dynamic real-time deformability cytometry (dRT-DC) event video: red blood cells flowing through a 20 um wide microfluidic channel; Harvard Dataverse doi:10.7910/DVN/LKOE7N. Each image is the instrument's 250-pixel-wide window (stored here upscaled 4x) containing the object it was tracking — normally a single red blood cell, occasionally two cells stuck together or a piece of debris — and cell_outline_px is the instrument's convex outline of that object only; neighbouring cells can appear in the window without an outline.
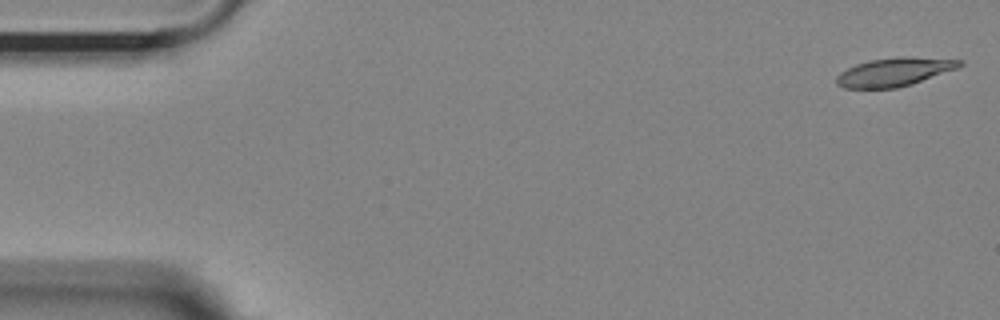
{"species": "Egyptian fruit bat (a non-hibernating species)", "species_latin": "Rousettus aegyptiacus", "temperature_condition": "room temperature", "stored_images_in_passage": 13, "camera_frame_rate_fps": 3000, "um_per_image_px": 0.085, "animal": {"sex": "female"}, "frame": {"image": 1, "passage_image": 1, "time_ms": 0.0, "image_size_px": [1000, 320], "cell_outline_px": [[964, 64], [956, 68], [912, 84], [896, 88], [844, 88], [836, 84], [836, 76], [840, 72], [856, 64], [868, 60], [900, 56], [912, 56], [964, 60]], "centroid_in_image_um": [76.01, 6.1], "position_along_channel_um": 9.0, "area_um2": 20.52}}